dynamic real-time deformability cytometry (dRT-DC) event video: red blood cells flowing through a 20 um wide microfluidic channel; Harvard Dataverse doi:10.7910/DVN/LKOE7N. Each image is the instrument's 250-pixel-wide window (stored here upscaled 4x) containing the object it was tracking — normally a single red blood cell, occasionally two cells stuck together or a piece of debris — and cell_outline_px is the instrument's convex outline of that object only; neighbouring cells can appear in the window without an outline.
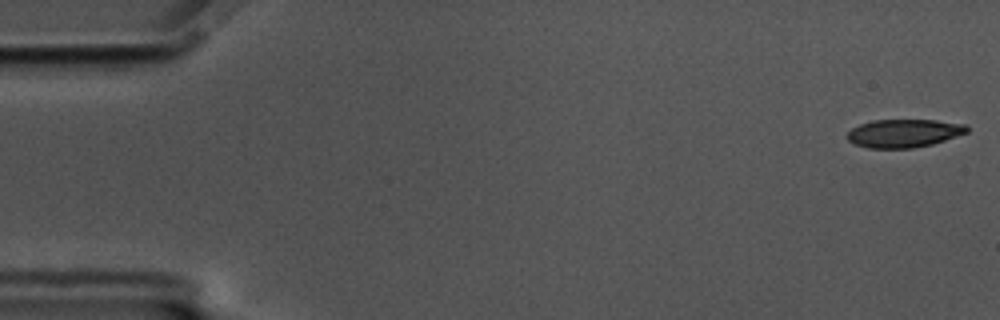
{"species": "common noctule bat (a hibernating species)", "species_latin": "Nyctalus noctula", "temperature_condition": "cold", "stored_images_in_passage": 57, "camera_frame_rate_fps": 3000, "um_per_image_px": 0.085, "animal": {"sex": "male", "body_mass_g": 17.5, "forearm_length_mm": 52.3}, "frame": {"image": 1, "passage_image": 1, "time_ms": 0.0, "image_size_px": [1000, 320], "cell_outline_px": [[968, 132], [932, 144], [912, 148], [868, 148], [856, 144], [848, 140], [844, 136], [852, 128], [860, 124], [872, 120], [936, 120], [968, 124]], "centroid_in_image_um": [76.82, 11.32], "position_along_channel_um": 8.2, "area_um2": 19.71}}
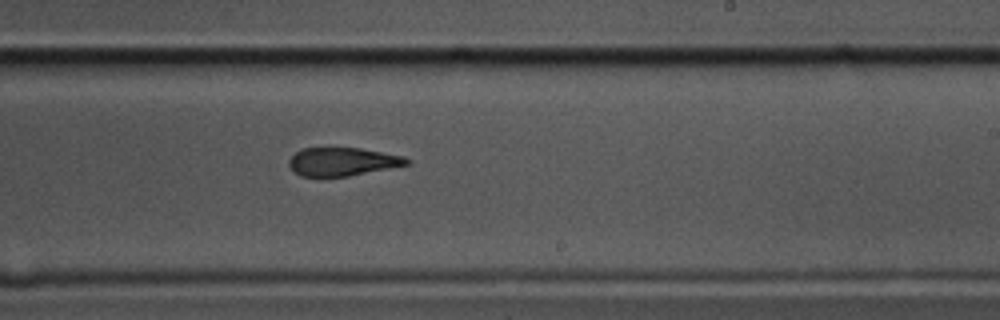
{"frame": {"image": 2, "passage_image": 34, "time_ms": 11.0, "image_size_px": [1000, 320], "cell_outline_px": [[412, 164], [348, 176], [300, 176], [288, 164], [288, 160], [296, 152], [304, 148], [360, 148], [400, 156], [412, 160]], "centroid_in_image_um": [29.13, 13.74], "position_along_channel_um": 259.9, "area_um2": 19.19}}
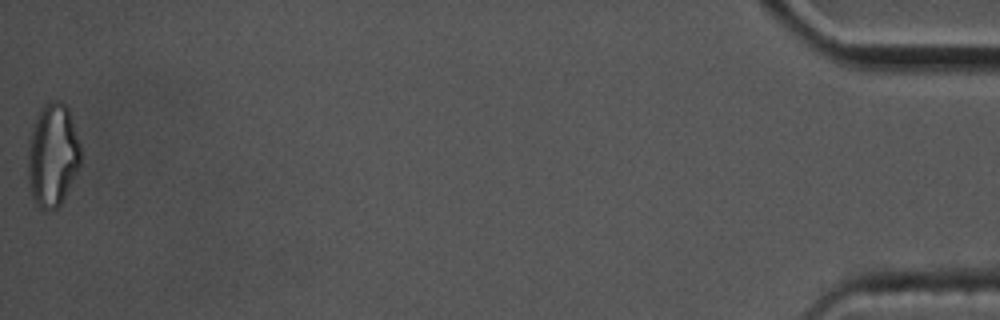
{"frame": {"image": 3, "passage_image": 57, "time_ms": 18.667, "image_size_px": [1000, 320], "cell_outline_px": [[80, 164], [60, 204], [56, 208], [48, 212], [44, 212], [36, 204], [32, 196], [28, 180], [28, 140], [32, 124], [40, 108], [44, 104], [52, 100], [60, 100], [68, 108], [80, 144]], "centroid_in_image_um": [4.44, 13.17], "position_along_channel_um": 430.8, "area_um2": 31.85}, "authors_computed_cell_mechanics": {"area_um2": 21.386, "velocity_mm_per_s": 3.5101, "shape_relaxation_time_tau1_ms": null, "shape_relaxation_time_tau2_ms": 4.8823, "deformation_change_tau1": null, "deformation_change_tau2": 0.1409}}